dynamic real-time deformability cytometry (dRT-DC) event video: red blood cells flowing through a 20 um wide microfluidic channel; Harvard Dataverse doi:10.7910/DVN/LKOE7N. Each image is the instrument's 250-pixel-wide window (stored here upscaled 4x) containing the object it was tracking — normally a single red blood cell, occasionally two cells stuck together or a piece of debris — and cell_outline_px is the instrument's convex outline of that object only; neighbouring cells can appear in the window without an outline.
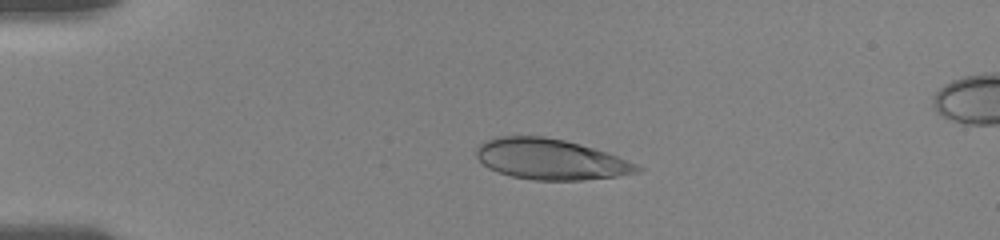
{"species": "human", "species_latin": "Homo sapiens", "temperature_condition": "room temperature", "stored_images_in_passage": 17, "camera_frame_rate_fps": 3000, "um_per_image_px": 0.085, "donor": {"sex": "female"}, "frame": {"image": 1, "passage_image": 5, "time_ms": 3.333, "image_size_px": [1000, 240], "cell_outline_px": [[644, 168], [640, 172], [616, 176], [580, 180], [532, 180], [512, 176], [488, 168], [476, 156], [476, 148], [484, 140], [496, 136], [544, 136], [564, 140], [580, 144], [616, 156], [636, 164]], "centroid_in_image_um": [46.76, 13.53], "position_along_channel_um": 38.2, "area_um2": 37.86}}
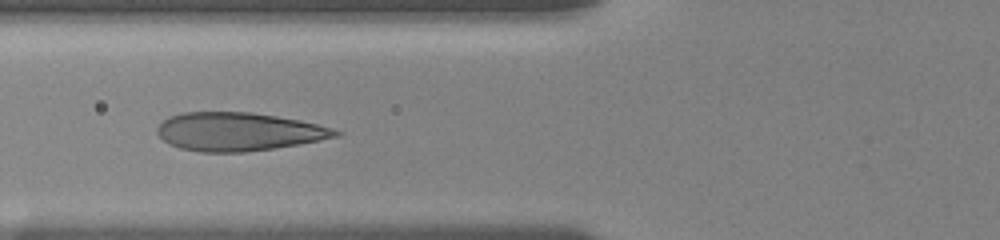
{"frame": {"image": 2, "passage_image": 10, "time_ms": 6.333, "image_size_px": [1000, 240], "cell_outline_px": [[344, 132], [340, 136], [320, 140], [272, 148], [244, 152], [200, 152], [180, 148], [168, 144], [156, 132], [156, 128], [168, 116], [184, 112], [252, 112], [300, 120], [332, 128]], "centroid_in_image_um": [20.25, 11.19], "position_along_channel_um": 105.5, "area_um2": 39.77}}
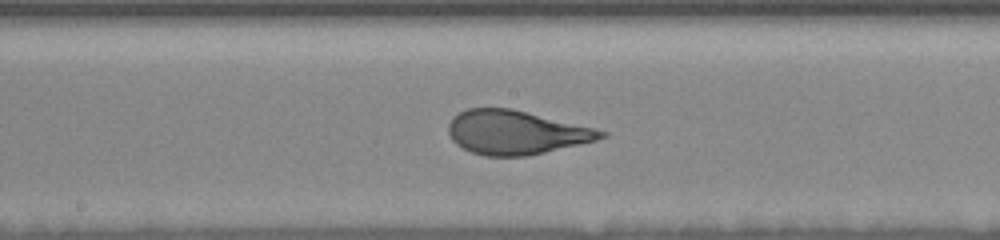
{"frame": {"image": 3, "passage_image": 16, "time_ms": 9.0, "image_size_px": [1000, 240], "cell_outline_px": [[608, 136], [596, 140], [528, 156], [484, 156], [472, 152], [456, 144], [452, 140], [448, 132], [448, 124], [452, 116], [468, 108], [512, 108], [608, 132]], "centroid_in_image_um": [43.81, 11.25], "position_along_channel_um": 204.4, "area_um2": 38.78}}